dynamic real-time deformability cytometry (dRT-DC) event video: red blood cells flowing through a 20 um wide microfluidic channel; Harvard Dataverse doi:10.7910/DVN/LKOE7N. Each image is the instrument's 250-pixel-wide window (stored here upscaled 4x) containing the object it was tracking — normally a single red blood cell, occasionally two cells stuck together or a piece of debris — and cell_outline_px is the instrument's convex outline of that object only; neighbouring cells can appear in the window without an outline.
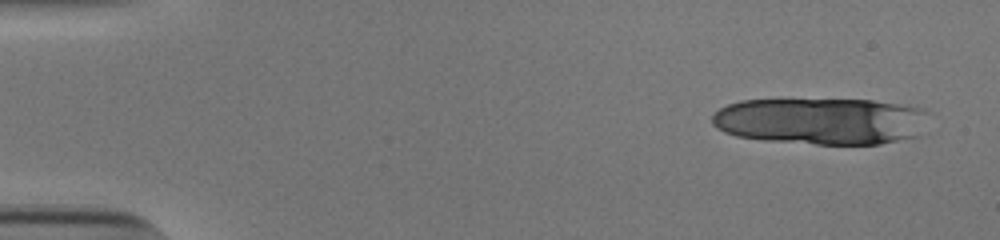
{"species": "human", "species_latin": "Homo sapiens", "temperature_condition": "cold", "stored_images_in_passage": 16, "camera_frame_rate_fps": 3000, "um_per_image_px": 0.085, "donor": {"sex": "male"}, "frame": {"image": 1, "passage_image": 3, "time_ms": 0.667, "image_size_px": [1000, 240], "cell_outline_px": [[928, 112], [916, 136], [880, 144], [816, 144], [764, 140], [736, 136], [724, 132], [716, 128], [712, 124], [712, 116], [720, 108], [728, 104], [740, 100], [872, 100], [908, 104], [924, 108]], "centroid_in_image_um": [69.77, 10.28], "position_along_channel_um": 15.2, "area_um2": 59.01}}